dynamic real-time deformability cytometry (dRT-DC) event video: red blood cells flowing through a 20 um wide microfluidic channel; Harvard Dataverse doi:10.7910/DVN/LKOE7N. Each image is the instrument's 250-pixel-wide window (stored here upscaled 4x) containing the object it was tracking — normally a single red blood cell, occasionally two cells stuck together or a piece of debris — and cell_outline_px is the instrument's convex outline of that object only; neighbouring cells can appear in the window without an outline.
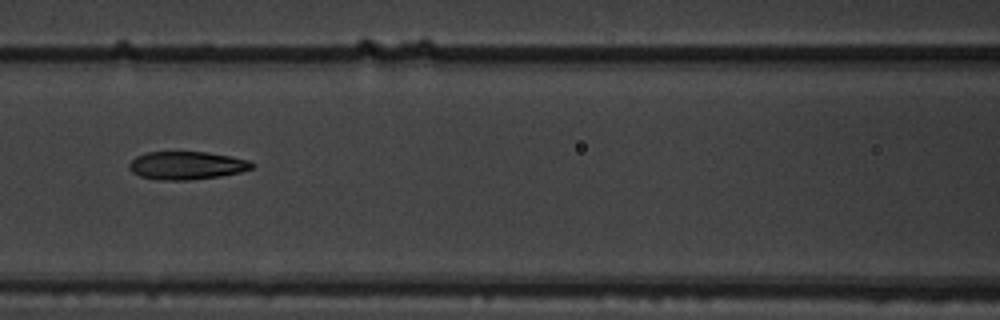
{"species": "common noctule bat (a hibernating species)", "species_latin": "Nyctalus noctula", "temperature_condition": "warm", "stored_images_in_passage": 8, "camera_frame_rate_fps": 3000, "um_per_image_px": 0.085, "animal": {"sex": "male", "body_mass_g": 19.5, "forearm_length_mm": 54.6}, "frame": {"image": 1, "passage_image": 7, "time_ms": 2.0, "image_size_px": [1000, 320], "cell_outline_px": [[256, 164], [252, 168], [240, 172], [220, 176], [188, 180], [160, 180], [140, 176], [132, 172], [128, 168], [128, 164], [136, 156], [148, 152], [208, 152], [248, 160]], "centroid_in_image_um": [15.85, 14.06], "position_along_channel_um": 150.8, "area_um2": 20.0}}
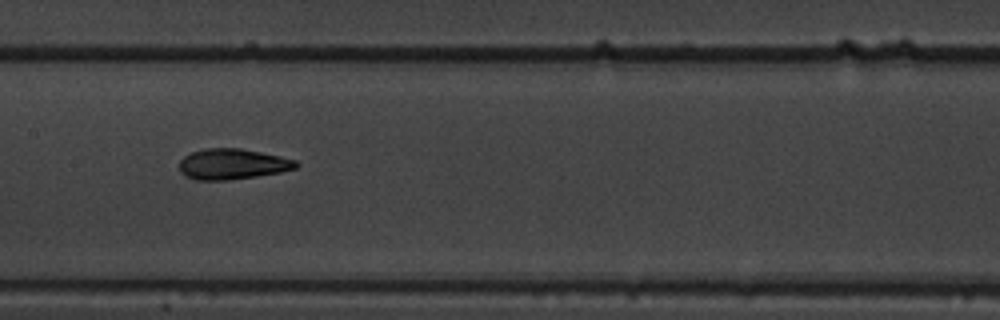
{"frame": {"image": 2, "passage_image": 8, "time_ms": 2.333, "image_size_px": [1000, 320], "cell_outline_px": [[300, 164], [296, 168], [280, 172], [256, 176], [228, 180], [196, 180], [184, 176], [180, 172], [180, 160], [184, 156], [192, 152], [204, 148], [240, 148], [280, 156], [296, 160]], "centroid_in_image_um": [19.74, 13.95], "position_along_channel_um": 187.7, "area_um2": 20.87}}